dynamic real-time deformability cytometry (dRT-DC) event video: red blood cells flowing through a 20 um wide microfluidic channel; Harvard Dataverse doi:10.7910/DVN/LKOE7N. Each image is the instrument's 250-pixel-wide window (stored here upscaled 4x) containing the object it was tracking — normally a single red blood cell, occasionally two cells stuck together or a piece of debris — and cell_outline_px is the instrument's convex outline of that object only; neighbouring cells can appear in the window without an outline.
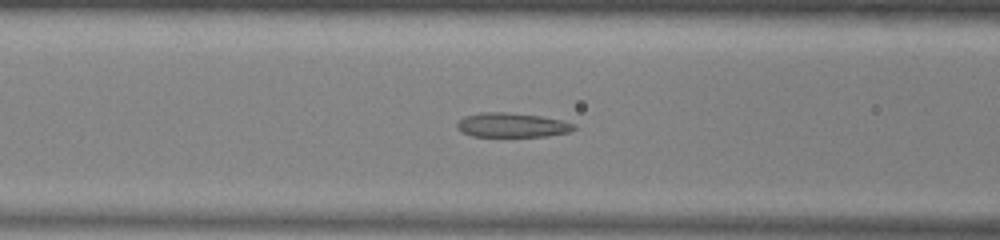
{"species": "common noctule bat (a hibernating species)", "species_latin": "Nyctalus noctula", "temperature_condition": "warm", "stored_images_in_passage": 37, "camera_frame_rate_fps": 3000, "um_per_image_px": 0.085, "animal": {"sex": "male", "body_mass_g": 13.0, "forearm_length_mm": 53.1}, "frame": {"image": 1, "passage_image": 6, "time_ms": 1.667, "image_size_px": [1000, 240], "cell_outline_px": [[576, 128], [568, 132], [548, 136], [472, 136], [456, 128], [456, 124], [464, 116], [480, 112], [504, 112], [540, 116], [560, 120], [576, 124]], "centroid_in_image_um": [43.51, 10.63], "position_along_channel_um": 123.1, "area_um2": 16.47}}
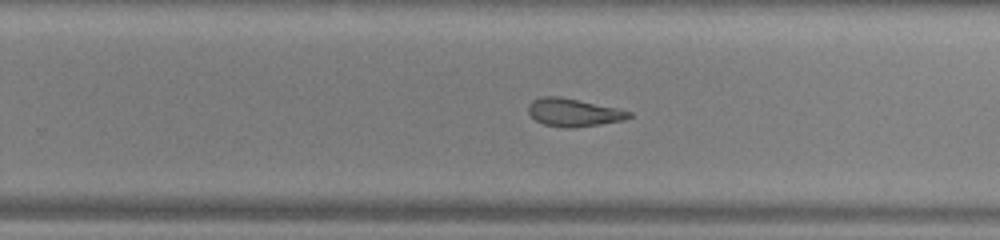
{"frame": {"image": 2, "passage_image": 18, "time_ms": 5.667, "image_size_px": [1000, 240], "cell_outline_px": [[632, 116], [624, 120], [600, 124], [572, 128], [568, 128], [544, 124], [536, 120], [528, 112], [528, 104], [532, 100], [540, 96], [560, 96], [620, 108], [632, 112]], "centroid_in_image_um": [48.77, 9.54], "position_along_channel_um": 281.0, "area_um2": 16.53}}
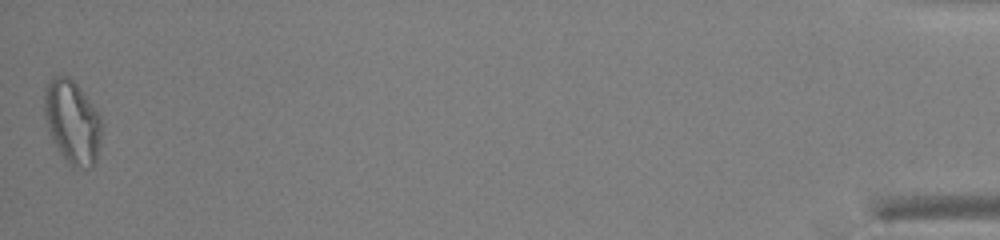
{"frame": {"image": 3, "passage_image": 37, "time_ms": 12.0, "image_size_px": [1000, 240], "cell_outline_px": [[100, 144], [96, 164], [92, 168], [88, 168], [72, 164], [60, 152], [52, 140], [44, 116], [44, 92], [48, 80], [52, 76], [68, 76], [76, 84], [92, 104], [100, 116]], "centroid_in_image_um": [6.13, 10.34], "position_along_channel_um": 429.1, "area_um2": 27.46}, "authors_computed_cell_mechanics": {"area_um2": 17.4556, "velocity_mm_per_s": 3.9571, "shape_relaxation_time_tau1_ms": null, "shape_relaxation_time_tau2_ms": 3.7669, "deformation_change_tau1": null, "deformation_change_tau2": 0.0901}}